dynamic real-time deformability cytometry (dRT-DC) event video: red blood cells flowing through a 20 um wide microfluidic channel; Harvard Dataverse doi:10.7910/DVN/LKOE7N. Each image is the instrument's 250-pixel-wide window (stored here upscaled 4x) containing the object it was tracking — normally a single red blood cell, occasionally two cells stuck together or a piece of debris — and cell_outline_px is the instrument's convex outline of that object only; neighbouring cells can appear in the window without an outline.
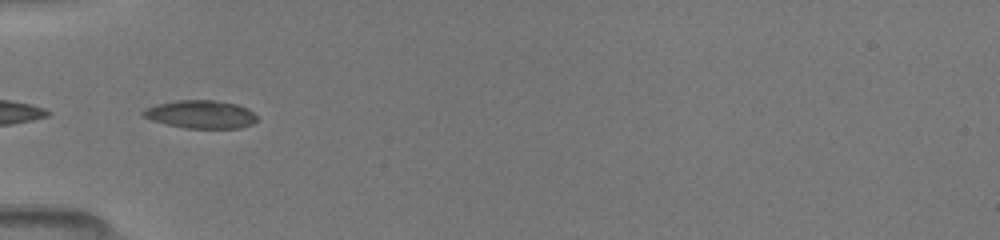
{"species": "common noctule bat (a hibernating species)", "species_latin": "Nyctalus noctula", "temperature_condition": "room temperature", "stored_images_in_passage": 12, "camera_frame_rate_fps": 3000, "um_per_image_px": 0.085, "animal": {"sex": "female", "body_mass_g": 19.5, "forearm_length_mm": 54.1}, "frame": {"image": 1, "passage_image": 4, "time_ms": 1.667, "image_size_px": [1000, 240], "cell_outline_px": [[256, 120], [252, 124], [240, 128], [184, 128], [152, 120], [140, 116], [140, 112], [144, 108], [156, 104], [176, 100], [212, 100], [236, 104], [248, 108], [256, 116]], "centroid_in_image_um": [17.01, 9.71], "position_along_channel_um": 68.0, "area_um2": 18.67}}